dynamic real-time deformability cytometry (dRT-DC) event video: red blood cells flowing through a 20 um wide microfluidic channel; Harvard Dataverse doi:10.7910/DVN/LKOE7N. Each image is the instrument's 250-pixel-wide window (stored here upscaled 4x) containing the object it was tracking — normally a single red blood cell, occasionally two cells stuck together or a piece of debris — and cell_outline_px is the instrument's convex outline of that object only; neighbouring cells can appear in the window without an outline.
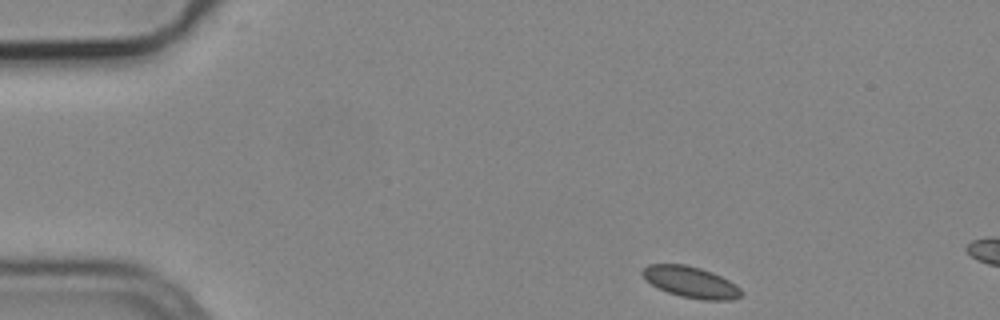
{"species": "common noctule bat (a hibernating species)", "species_latin": "Nyctalus noctula", "temperature_condition": "cold", "stored_images_in_passage": 9, "camera_frame_rate_fps": 3000, "um_per_image_px": 0.085, "animal": {"sex": "male", "body_mass_g": 19.2, "forearm_length_mm": 51.8}, "frame": {"image": 1, "passage_image": 1, "time_ms": 0.0, "image_size_px": [1000, 320], "cell_outline_px": [[744, 292], [740, 296], [732, 300], [700, 300], [680, 296], [668, 292], [652, 284], [640, 272], [648, 264], [684, 264], [700, 268], [712, 272], [736, 284]], "centroid_in_image_um": [58.75, 23.98], "position_along_channel_um": 26.2, "area_um2": 17.86}}